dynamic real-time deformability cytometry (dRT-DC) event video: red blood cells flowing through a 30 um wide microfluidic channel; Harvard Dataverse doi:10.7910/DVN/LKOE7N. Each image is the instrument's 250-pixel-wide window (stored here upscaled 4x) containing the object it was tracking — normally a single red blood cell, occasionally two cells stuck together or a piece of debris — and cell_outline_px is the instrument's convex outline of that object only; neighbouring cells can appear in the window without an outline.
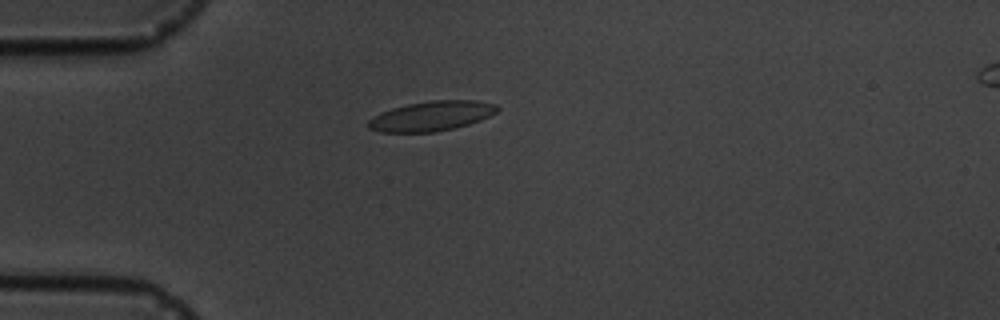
{"species": "common noctule bat (a hibernating species)", "species_latin": "Nyctalus noctula", "temperature_condition": "cold", "stored_images_in_passage": 2, "camera_frame_rate_fps": 3000, "um_per_image_px": 0.085, "animal": {"sex": "male", "body_mass_g": 19.5, "forearm_length_mm": 54.6}, "frame": {"image": 1, "passage_image": 2, "time_ms": 1.0, "image_size_px": [1000, 320], "cell_outline_px": [[500, 108], [496, 112], [480, 120], [468, 124], [436, 132], [380, 132], [368, 128], [368, 120], [380, 112], [392, 108], [408, 104], [428, 100], [476, 100], [496, 104]], "centroid_in_image_um": [36.67, 9.85], "position_along_channel_um": 48.3, "area_um2": 22.37}}